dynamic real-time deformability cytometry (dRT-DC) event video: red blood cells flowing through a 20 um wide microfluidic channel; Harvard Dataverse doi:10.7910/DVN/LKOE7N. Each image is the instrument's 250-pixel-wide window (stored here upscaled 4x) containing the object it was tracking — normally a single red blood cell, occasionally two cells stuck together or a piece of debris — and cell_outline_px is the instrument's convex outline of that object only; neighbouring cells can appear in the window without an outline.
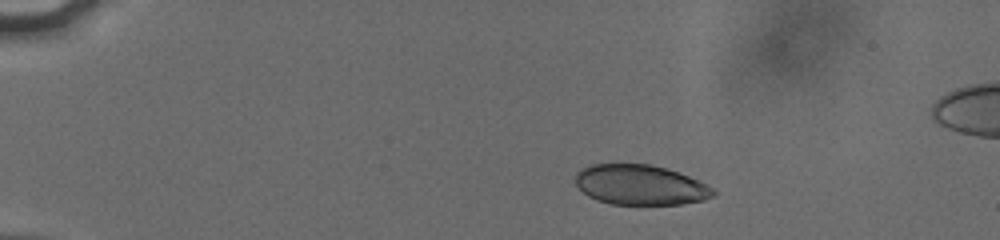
{"species": "human", "species_latin": "Homo sapiens", "temperature_condition": "cold", "stored_images_in_passage": 40, "camera_frame_rate_fps": 3000, "um_per_image_px": 0.085, "donor": {"sex": "male"}, "frame": {"image": 1, "passage_image": 1, "time_ms": 0.0, "image_size_px": [1000, 240], "cell_outline_px": [[716, 192], [712, 196], [704, 200], [680, 204], [612, 204], [596, 200], [588, 196], [576, 184], [576, 172], [580, 168], [588, 164], [648, 164], [664, 168], [688, 176], [712, 188]], "centroid_in_image_um": [54.37, 15.71], "position_along_channel_um": 30.6, "area_um2": 31.91}}
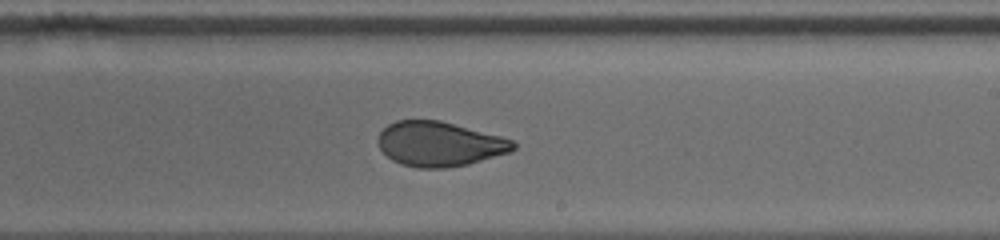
{"frame": {"image": 2, "passage_image": 25, "time_ms": 8.0, "image_size_px": [1000, 240], "cell_outline_px": [[516, 148], [508, 152], [468, 164], [444, 168], [416, 168], [400, 164], [392, 160], [380, 148], [376, 140], [380, 132], [388, 124], [396, 120], [440, 120], [500, 136], [512, 140], [516, 144]], "centroid_in_image_um": [37.31, 12.23], "position_along_channel_um": 251.7, "area_um2": 35.08}}
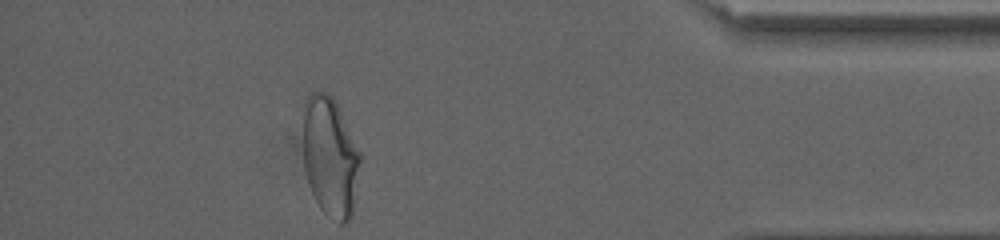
{"frame": {"image": 3, "passage_image": 40, "time_ms": 13.0, "image_size_px": [1000, 240], "cell_outline_px": [[360, 164], [352, 216], [344, 224], [340, 224], [324, 212], [320, 208], [308, 184], [304, 168], [304, 100], [312, 92], [328, 92], [332, 96], [360, 152]], "centroid_in_image_um": [28.06, 13.35], "position_along_channel_um": 407.1, "area_um2": 39.54}, "authors_computed_cell_mechanics": {"area_um2": 35.5759, "velocity_mm_per_s": 3.8416, "shape_relaxation_time_tau1_ms": 8.4496, "shape_relaxation_time_tau2_ms": 0.7227, "deformation_change_tau1": 0.1895, "deformation_change_tau2": 0.0526}}